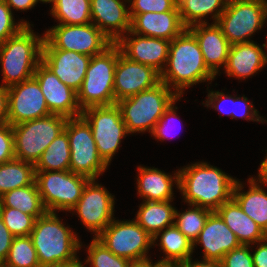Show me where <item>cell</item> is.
I'll use <instances>...</instances> for the list:
<instances>
[{
	"instance_id": "cell-1",
	"label": "cell",
	"mask_w": 267,
	"mask_h": 267,
	"mask_svg": "<svg viewBox=\"0 0 267 267\" xmlns=\"http://www.w3.org/2000/svg\"><path fill=\"white\" fill-rule=\"evenodd\" d=\"M236 181L207 162H197L179 169L178 189L188 205L216 211L232 199Z\"/></svg>"
},
{
	"instance_id": "cell-2",
	"label": "cell",
	"mask_w": 267,
	"mask_h": 267,
	"mask_svg": "<svg viewBox=\"0 0 267 267\" xmlns=\"http://www.w3.org/2000/svg\"><path fill=\"white\" fill-rule=\"evenodd\" d=\"M165 67L160 81L174 89L179 97L185 88L200 82H212L216 77L207 68L198 41L187 28L171 41Z\"/></svg>"
},
{
	"instance_id": "cell-3",
	"label": "cell",
	"mask_w": 267,
	"mask_h": 267,
	"mask_svg": "<svg viewBox=\"0 0 267 267\" xmlns=\"http://www.w3.org/2000/svg\"><path fill=\"white\" fill-rule=\"evenodd\" d=\"M56 212H46L35 220L30 233L41 267H53L76 262L82 246L78 236L64 226Z\"/></svg>"
},
{
	"instance_id": "cell-4",
	"label": "cell",
	"mask_w": 267,
	"mask_h": 267,
	"mask_svg": "<svg viewBox=\"0 0 267 267\" xmlns=\"http://www.w3.org/2000/svg\"><path fill=\"white\" fill-rule=\"evenodd\" d=\"M43 41L44 34L40 37L30 26H25L0 44L2 86L8 88L34 76L41 62Z\"/></svg>"
},
{
	"instance_id": "cell-5",
	"label": "cell",
	"mask_w": 267,
	"mask_h": 267,
	"mask_svg": "<svg viewBox=\"0 0 267 267\" xmlns=\"http://www.w3.org/2000/svg\"><path fill=\"white\" fill-rule=\"evenodd\" d=\"M179 96L160 81L154 87L116 102L127 132L152 133L163 113Z\"/></svg>"
},
{
	"instance_id": "cell-6",
	"label": "cell",
	"mask_w": 267,
	"mask_h": 267,
	"mask_svg": "<svg viewBox=\"0 0 267 267\" xmlns=\"http://www.w3.org/2000/svg\"><path fill=\"white\" fill-rule=\"evenodd\" d=\"M118 61V45L113 43L103 53L91 57L77 101L81 110L92 106L116 104L114 73Z\"/></svg>"
},
{
	"instance_id": "cell-7",
	"label": "cell",
	"mask_w": 267,
	"mask_h": 267,
	"mask_svg": "<svg viewBox=\"0 0 267 267\" xmlns=\"http://www.w3.org/2000/svg\"><path fill=\"white\" fill-rule=\"evenodd\" d=\"M67 117L50 114L12 126L15 159L36 164L41 154L64 130Z\"/></svg>"
},
{
	"instance_id": "cell-8",
	"label": "cell",
	"mask_w": 267,
	"mask_h": 267,
	"mask_svg": "<svg viewBox=\"0 0 267 267\" xmlns=\"http://www.w3.org/2000/svg\"><path fill=\"white\" fill-rule=\"evenodd\" d=\"M90 179L69 171H35V182L47 212L71 211Z\"/></svg>"
},
{
	"instance_id": "cell-9",
	"label": "cell",
	"mask_w": 267,
	"mask_h": 267,
	"mask_svg": "<svg viewBox=\"0 0 267 267\" xmlns=\"http://www.w3.org/2000/svg\"><path fill=\"white\" fill-rule=\"evenodd\" d=\"M267 20V0H228L217 25L230 44L251 42Z\"/></svg>"
},
{
	"instance_id": "cell-10",
	"label": "cell",
	"mask_w": 267,
	"mask_h": 267,
	"mask_svg": "<svg viewBox=\"0 0 267 267\" xmlns=\"http://www.w3.org/2000/svg\"><path fill=\"white\" fill-rule=\"evenodd\" d=\"M70 146V171L97 180L109 166L99 155L90 125L81 117L68 118L64 127Z\"/></svg>"
},
{
	"instance_id": "cell-11",
	"label": "cell",
	"mask_w": 267,
	"mask_h": 267,
	"mask_svg": "<svg viewBox=\"0 0 267 267\" xmlns=\"http://www.w3.org/2000/svg\"><path fill=\"white\" fill-rule=\"evenodd\" d=\"M113 42L93 23L58 24L46 31L42 49H62L88 56L103 53Z\"/></svg>"
},
{
	"instance_id": "cell-12",
	"label": "cell",
	"mask_w": 267,
	"mask_h": 267,
	"mask_svg": "<svg viewBox=\"0 0 267 267\" xmlns=\"http://www.w3.org/2000/svg\"><path fill=\"white\" fill-rule=\"evenodd\" d=\"M81 117L90 125L100 157L110 165L122 138L129 134L119 107L117 104L88 107L82 110Z\"/></svg>"
},
{
	"instance_id": "cell-13",
	"label": "cell",
	"mask_w": 267,
	"mask_h": 267,
	"mask_svg": "<svg viewBox=\"0 0 267 267\" xmlns=\"http://www.w3.org/2000/svg\"><path fill=\"white\" fill-rule=\"evenodd\" d=\"M112 253L132 261L149 259V248L153 245L150 236L134 219L115 220L96 237Z\"/></svg>"
},
{
	"instance_id": "cell-14",
	"label": "cell",
	"mask_w": 267,
	"mask_h": 267,
	"mask_svg": "<svg viewBox=\"0 0 267 267\" xmlns=\"http://www.w3.org/2000/svg\"><path fill=\"white\" fill-rule=\"evenodd\" d=\"M114 203V195L95 179H90L71 211H76L84 227L97 237L114 219Z\"/></svg>"
},
{
	"instance_id": "cell-15",
	"label": "cell",
	"mask_w": 267,
	"mask_h": 267,
	"mask_svg": "<svg viewBox=\"0 0 267 267\" xmlns=\"http://www.w3.org/2000/svg\"><path fill=\"white\" fill-rule=\"evenodd\" d=\"M50 114L40 85L34 77L8 87V123L12 126Z\"/></svg>"
},
{
	"instance_id": "cell-16",
	"label": "cell",
	"mask_w": 267,
	"mask_h": 267,
	"mask_svg": "<svg viewBox=\"0 0 267 267\" xmlns=\"http://www.w3.org/2000/svg\"><path fill=\"white\" fill-rule=\"evenodd\" d=\"M160 82V73L153 67L125 57L118 46V61L114 73L115 102L150 89Z\"/></svg>"
},
{
	"instance_id": "cell-17",
	"label": "cell",
	"mask_w": 267,
	"mask_h": 267,
	"mask_svg": "<svg viewBox=\"0 0 267 267\" xmlns=\"http://www.w3.org/2000/svg\"><path fill=\"white\" fill-rule=\"evenodd\" d=\"M33 77L40 85L51 114L67 118L81 116L82 110L78 105L77 92L62 83L42 62L36 67Z\"/></svg>"
},
{
	"instance_id": "cell-18",
	"label": "cell",
	"mask_w": 267,
	"mask_h": 267,
	"mask_svg": "<svg viewBox=\"0 0 267 267\" xmlns=\"http://www.w3.org/2000/svg\"><path fill=\"white\" fill-rule=\"evenodd\" d=\"M170 43L166 39L142 36L130 30L116 42L129 60L151 66L160 74L167 64Z\"/></svg>"
},
{
	"instance_id": "cell-19",
	"label": "cell",
	"mask_w": 267,
	"mask_h": 267,
	"mask_svg": "<svg viewBox=\"0 0 267 267\" xmlns=\"http://www.w3.org/2000/svg\"><path fill=\"white\" fill-rule=\"evenodd\" d=\"M91 56L62 49H42L41 62L62 83L78 92L85 78Z\"/></svg>"
},
{
	"instance_id": "cell-20",
	"label": "cell",
	"mask_w": 267,
	"mask_h": 267,
	"mask_svg": "<svg viewBox=\"0 0 267 267\" xmlns=\"http://www.w3.org/2000/svg\"><path fill=\"white\" fill-rule=\"evenodd\" d=\"M197 244L203 247L204 260L216 261H221L226 253L241 245L236 235L216 211L209 214L193 247Z\"/></svg>"
},
{
	"instance_id": "cell-21",
	"label": "cell",
	"mask_w": 267,
	"mask_h": 267,
	"mask_svg": "<svg viewBox=\"0 0 267 267\" xmlns=\"http://www.w3.org/2000/svg\"><path fill=\"white\" fill-rule=\"evenodd\" d=\"M92 23L113 43L130 30L129 0H90Z\"/></svg>"
},
{
	"instance_id": "cell-22",
	"label": "cell",
	"mask_w": 267,
	"mask_h": 267,
	"mask_svg": "<svg viewBox=\"0 0 267 267\" xmlns=\"http://www.w3.org/2000/svg\"><path fill=\"white\" fill-rule=\"evenodd\" d=\"M197 39L207 68L216 76L226 67L231 44L217 23L195 24L187 28Z\"/></svg>"
},
{
	"instance_id": "cell-23",
	"label": "cell",
	"mask_w": 267,
	"mask_h": 267,
	"mask_svg": "<svg viewBox=\"0 0 267 267\" xmlns=\"http://www.w3.org/2000/svg\"><path fill=\"white\" fill-rule=\"evenodd\" d=\"M129 16L130 31L142 36L172 41L186 29L182 24L179 11L147 12L129 14Z\"/></svg>"
},
{
	"instance_id": "cell-24",
	"label": "cell",
	"mask_w": 267,
	"mask_h": 267,
	"mask_svg": "<svg viewBox=\"0 0 267 267\" xmlns=\"http://www.w3.org/2000/svg\"><path fill=\"white\" fill-rule=\"evenodd\" d=\"M264 52L254 41L231 44L225 73L243 80L253 76L266 65Z\"/></svg>"
},
{
	"instance_id": "cell-25",
	"label": "cell",
	"mask_w": 267,
	"mask_h": 267,
	"mask_svg": "<svg viewBox=\"0 0 267 267\" xmlns=\"http://www.w3.org/2000/svg\"><path fill=\"white\" fill-rule=\"evenodd\" d=\"M137 191L143 201L173 200V185L179 188V171L174 176L158 168L138 166ZM174 182V184H173Z\"/></svg>"
},
{
	"instance_id": "cell-26",
	"label": "cell",
	"mask_w": 267,
	"mask_h": 267,
	"mask_svg": "<svg viewBox=\"0 0 267 267\" xmlns=\"http://www.w3.org/2000/svg\"><path fill=\"white\" fill-rule=\"evenodd\" d=\"M216 212L233 231L240 244L251 245L267 238L263 229L242 211L233 198L223 203Z\"/></svg>"
},
{
	"instance_id": "cell-27",
	"label": "cell",
	"mask_w": 267,
	"mask_h": 267,
	"mask_svg": "<svg viewBox=\"0 0 267 267\" xmlns=\"http://www.w3.org/2000/svg\"><path fill=\"white\" fill-rule=\"evenodd\" d=\"M259 179V180H258ZM249 190L241 192L242 182L237 180L233 189V199L242 211L260 226L267 234V192L262 188L261 179L249 178ZM261 186H260V184ZM259 184V185H258Z\"/></svg>"
},
{
	"instance_id": "cell-28",
	"label": "cell",
	"mask_w": 267,
	"mask_h": 267,
	"mask_svg": "<svg viewBox=\"0 0 267 267\" xmlns=\"http://www.w3.org/2000/svg\"><path fill=\"white\" fill-rule=\"evenodd\" d=\"M135 221L152 237L174 224L175 210L170 201H143Z\"/></svg>"
},
{
	"instance_id": "cell-29",
	"label": "cell",
	"mask_w": 267,
	"mask_h": 267,
	"mask_svg": "<svg viewBox=\"0 0 267 267\" xmlns=\"http://www.w3.org/2000/svg\"><path fill=\"white\" fill-rule=\"evenodd\" d=\"M158 236L160 238L158 245L166 255L165 258L159 260L161 264L179 265L192 257L193 243L174 224L158 232L153 237V246H155Z\"/></svg>"
},
{
	"instance_id": "cell-30",
	"label": "cell",
	"mask_w": 267,
	"mask_h": 267,
	"mask_svg": "<svg viewBox=\"0 0 267 267\" xmlns=\"http://www.w3.org/2000/svg\"><path fill=\"white\" fill-rule=\"evenodd\" d=\"M228 0H177L182 24L189 28L195 24L207 23L208 14L212 15L214 23L227 6Z\"/></svg>"
},
{
	"instance_id": "cell-31",
	"label": "cell",
	"mask_w": 267,
	"mask_h": 267,
	"mask_svg": "<svg viewBox=\"0 0 267 267\" xmlns=\"http://www.w3.org/2000/svg\"><path fill=\"white\" fill-rule=\"evenodd\" d=\"M0 207H11L33 216L35 219L47 211L42 203L36 182L6 192L0 197Z\"/></svg>"
},
{
	"instance_id": "cell-32",
	"label": "cell",
	"mask_w": 267,
	"mask_h": 267,
	"mask_svg": "<svg viewBox=\"0 0 267 267\" xmlns=\"http://www.w3.org/2000/svg\"><path fill=\"white\" fill-rule=\"evenodd\" d=\"M35 171H69L70 146L65 130L52 141L34 165Z\"/></svg>"
},
{
	"instance_id": "cell-33",
	"label": "cell",
	"mask_w": 267,
	"mask_h": 267,
	"mask_svg": "<svg viewBox=\"0 0 267 267\" xmlns=\"http://www.w3.org/2000/svg\"><path fill=\"white\" fill-rule=\"evenodd\" d=\"M35 182V167L32 163L13 159L0 164V197L8 191L22 188Z\"/></svg>"
},
{
	"instance_id": "cell-34",
	"label": "cell",
	"mask_w": 267,
	"mask_h": 267,
	"mask_svg": "<svg viewBox=\"0 0 267 267\" xmlns=\"http://www.w3.org/2000/svg\"><path fill=\"white\" fill-rule=\"evenodd\" d=\"M50 12L60 22L58 24L84 25L92 23L90 0H56Z\"/></svg>"
},
{
	"instance_id": "cell-35",
	"label": "cell",
	"mask_w": 267,
	"mask_h": 267,
	"mask_svg": "<svg viewBox=\"0 0 267 267\" xmlns=\"http://www.w3.org/2000/svg\"><path fill=\"white\" fill-rule=\"evenodd\" d=\"M189 206H191V209L188 208L185 212L182 213L178 210H175L174 225L192 243H194L197 240L209 214L212 211L195 205Z\"/></svg>"
},
{
	"instance_id": "cell-36",
	"label": "cell",
	"mask_w": 267,
	"mask_h": 267,
	"mask_svg": "<svg viewBox=\"0 0 267 267\" xmlns=\"http://www.w3.org/2000/svg\"><path fill=\"white\" fill-rule=\"evenodd\" d=\"M4 267H41L30 236L14 237Z\"/></svg>"
},
{
	"instance_id": "cell-37",
	"label": "cell",
	"mask_w": 267,
	"mask_h": 267,
	"mask_svg": "<svg viewBox=\"0 0 267 267\" xmlns=\"http://www.w3.org/2000/svg\"><path fill=\"white\" fill-rule=\"evenodd\" d=\"M88 257L85 261L91 267H128L131 261L112 253L96 237L88 247Z\"/></svg>"
},
{
	"instance_id": "cell-38",
	"label": "cell",
	"mask_w": 267,
	"mask_h": 267,
	"mask_svg": "<svg viewBox=\"0 0 267 267\" xmlns=\"http://www.w3.org/2000/svg\"><path fill=\"white\" fill-rule=\"evenodd\" d=\"M0 217L14 237L29 236L36 220L33 216L11 207H0Z\"/></svg>"
},
{
	"instance_id": "cell-39",
	"label": "cell",
	"mask_w": 267,
	"mask_h": 267,
	"mask_svg": "<svg viewBox=\"0 0 267 267\" xmlns=\"http://www.w3.org/2000/svg\"><path fill=\"white\" fill-rule=\"evenodd\" d=\"M14 16L5 0H0V44L17 34L23 27L30 26L27 21L15 23Z\"/></svg>"
},
{
	"instance_id": "cell-40",
	"label": "cell",
	"mask_w": 267,
	"mask_h": 267,
	"mask_svg": "<svg viewBox=\"0 0 267 267\" xmlns=\"http://www.w3.org/2000/svg\"><path fill=\"white\" fill-rule=\"evenodd\" d=\"M129 14L178 11L177 0H129Z\"/></svg>"
},
{
	"instance_id": "cell-41",
	"label": "cell",
	"mask_w": 267,
	"mask_h": 267,
	"mask_svg": "<svg viewBox=\"0 0 267 267\" xmlns=\"http://www.w3.org/2000/svg\"><path fill=\"white\" fill-rule=\"evenodd\" d=\"M250 245H240L226 253L221 262L222 267H254Z\"/></svg>"
},
{
	"instance_id": "cell-42",
	"label": "cell",
	"mask_w": 267,
	"mask_h": 267,
	"mask_svg": "<svg viewBox=\"0 0 267 267\" xmlns=\"http://www.w3.org/2000/svg\"><path fill=\"white\" fill-rule=\"evenodd\" d=\"M15 159L12 125L0 124V164Z\"/></svg>"
},
{
	"instance_id": "cell-43",
	"label": "cell",
	"mask_w": 267,
	"mask_h": 267,
	"mask_svg": "<svg viewBox=\"0 0 267 267\" xmlns=\"http://www.w3.org/2000/svg\"><path fill=\"white\" fill-rule=\"evenodd\" d=\"M241 110V111H239ZM244 118L249 121H257L261 123L267 122L261 118L262 116L258 115V111L254 108L253 104L248 102V98L243 95V97H236L234 94V108L232 112V119L235 118Z\"/></svg>"
},
{
	"instance_id": "cell-44",
	"label": "cell",
	"mask_w": 267,
	"mask_h": 267,
	"mask_svg": "<svg viewBox=\"0 0 267 267\" xmlns=\"http://www.w3.org/2000/svg\"><path fill=\"white\" fill-rule=\"evenodd\" d=\"M174 103H176V101L173 102L169 106V108L163 113L151 133V135L154 136V138L157 140L164 141L170 136L171 130L169 123H172V121L175 122V120L177 119V113L175 112V109H177V107L174 106Z\"/></svg>"
},
{
	"instance_id": "cell-45",
	"label": "cell",
	"mask_w": 267,
	"mask_h": 267,
	"mask_svg": "<svg viewBox=\"0 0 267 267\" xmlns=\"http://www.w3.org/2000/svg\"><path fill=\"white\" fill-rule=\"evenodd\" d=\"M208 99L206 101V103H202L207 107H211L214 108L215 110L219 111L220 113L222 112L223 114H226L227 116L232 117V112H233V108H234V97H232V95H228V94H224L223 92H219V91H209L208 93ZM224 101H226L227 103L231 104L230 106H232V110H228L227 107L226 109H224ZM224 103V104H223Z\"/></svg>"
},
{
	"instance_id": "cell-46",
	"label": "cell",
	"mask_w": 267,
	"mask_h": 267,
	"mask_svg": "<svg viewBox=\"0 0 267 267\" xmlns=\"http://www.w3.org/2000/svg\"><path fill=\"white\" fill-rule=\"evenodd\" d=\"M14 236L3 223L0 217V265H3L11 247Z\"/></svg>"
},
{
	"instance_id": "cell-47",
	"label": "cell",
	"mask_w": 267,
	"mask_h": 267,
	"mask_svg": "<svg viewBox=\"0 0 267 267\" xmlns=\"http://www.w3.org/2000/svg\"><path fill=\"white\" fill-rule=\"evenodd\" d=\"M257 244V249L252 254L254 267H267V238Z\"/></svg>"
},
{
	"instance_id": "cell-48",
	"label": "cell",
	"mask_w": 267,
	"mask_h": 267,
	"mask_svg": "<svg viewBox=\"0 0 267 267\" xmlns=\"http://www.w3.org/2000/svg\"><path fill=\"white\" fill-rule=\"evenodd\" d=\"M8 122V88L0 85V124Z\"/></svg>"
},
{
	"instance_id": "cell-49",
	"label": "cell",
	"mask_w": 267,
	"mask_h": 267,
	"mask_svg": "<svg viewBox=\"0 0 267 267\" xmlns=\"http://www.w3.org/2000/svg\"><path fill=\"white\" fill-rule=\"evenodd\" d=\"M178 267H222L220 261L216 260H204L202 261H192V258L190 257L186 261L180 263Z\"/></svg>"
},
{
	"instance_id": "cell-50",
	"label": "cell",
	"mask_w": 267,
	"mask_h": 267,
	"mask_svg": "<svg viewBox=\"0 0 267 267\" xmlns=\"http://www.w3.org/2000/svg\"><path fill=\"white\" fill-rule=\"evenodd\" d=\"M6 4L10 7V9L15 10H29L34 7L38 0H5Z\"/></svg>"
},
{
	"instance_id": "cell-51",
	"label": "cell",
	"mask_w": 267,
	"mask_h": 267,
	"mask_svg": "<svg viewBox=\"0 0 267 267\" xmlns=\"http://www.w3.org/2000/svg\"><path fill=\"white\" fill-rule=\"evenodd\" d=\"M258 172H259L258 178L261 179V183L263 184L264 187L265 184L267 185V156L261 162Z\"/></svg>"
},
{
	"instance_id": "cell-52",
	"label": "cell",
	"mask_w": 267,
	"mask_h": 267,
	"mask_svg": "<svg viewBox=\"0 0 267 267\" xmlns=\"http://www.w3.org/2000/svg\"><path fill=\"white\" fill-rule=\"evenodd\" d=\"M160 264L159 261L153 264L149 258L142 261H132L128 267H158Z\"/></svg>"
},
{
	"instance_id": "cell-53",
	"label": "cell",
	"mask_w": 267,
	"mask_h": 267,
	"mask_svg": "<svg viewBox=\"0 0 267 267\" xmlns=\"http://www.w3.org/2000/svg\"><path fill=\"white\" fill-rule=\"evenodd\" d=\"M53 267H86L83 265V263L78 259L76 262L66 264V265H58Z\"/></svg>"
},
{
	"instance_id": "cell-54",
	"label": "cell",
	"mask_w": 267,
	"mask_h": 267,
	"mask_svg": "<svg viewBox=\"0 0 267 267\" xmlns=\"http://www.w3.org/2000/svg\"><path fill=\"white\" fill-rule=\"evenodd\" d=\"M158 267H178V265H174V264H160Z\"/></svg>"
},
{
	"instance_id": "cell-55",
	"label": "cell",
	"mask_w": 267,
	"mask_h": 267,
	"mask_svg": "<svg viewBox=\"0 0 267 267\" xmlns=\"http://www.w3.org/2000/svg\"><path fill=\"white\" fill-rule=\"evenodd\" d=\"M262 46L267 48V43L263 44ZM264 60H265V64H267V54H266V52H264Z\"/></svg>"
},
{
	"instance_id": "cell-56",
	"label": "cell",
	"mask_w": 267,
	"mask_h": 267,
	"mask_svg": "<svg viewBox=\"0 0 267 267\" xmlns=\"http://www.w3.org/2000/svg\"><path fill=\"white\" fill-rule=\"evenodd\" d=\"M40 2H43V3H54L56 0H38Z\"/></svg>"
}]
</instances>
